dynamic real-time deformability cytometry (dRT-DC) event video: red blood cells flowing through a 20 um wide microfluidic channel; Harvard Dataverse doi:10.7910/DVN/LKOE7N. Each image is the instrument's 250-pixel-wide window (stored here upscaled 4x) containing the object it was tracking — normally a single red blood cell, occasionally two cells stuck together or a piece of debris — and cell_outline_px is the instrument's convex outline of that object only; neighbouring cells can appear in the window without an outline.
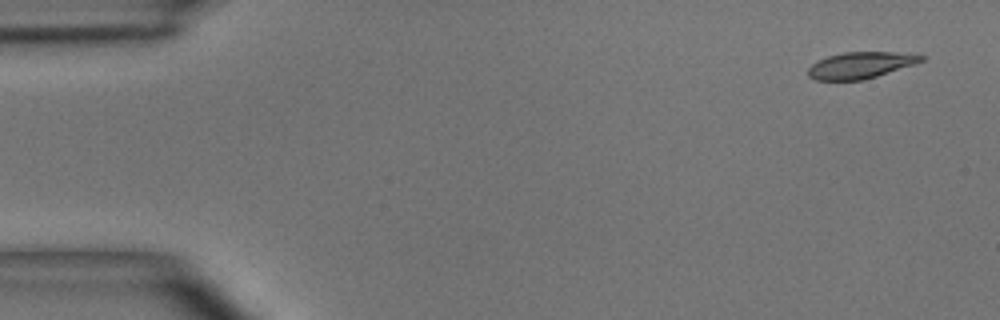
{"species": "common noctule bat (a hibernating species)", "species_latin": "Nyctalus noctula", "temperature_condition": "room temperature", "stored_images_in_passage": 47, "camera_frame_rate_fps": 3000, "um_per_image_px": 0.085, "animal": {"sex": "male", "body_mass_g": 15.6}, "frame": {"image": 1, "passage_image": 1, "time_ms": 0.0, "image_size_px": [1000, 320], "cell_outline_px": [[924, 60], [864, 80], [816, 80], [808, 76], [808, 68], [816, 60], [828, 56], [844, 52], [892, 52], [924, 56]], "centroid_in_image_um": [73.06, 5.54], "position_along_channel_um": 11.9, "area_um2": 17.11}}
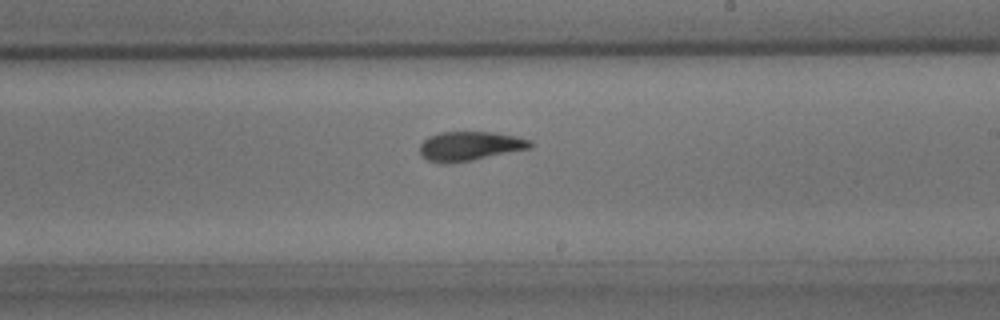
{"frame": {"image": 2, "passage_image": 27, "time_ms": 8.667, "image_size_px": [1000, 320], "cell_outline_px": [[532, 148], [472, 160], [448, 164], [444, 164], [428, 160], [420, 152], [420, 144], [428, 136], [440, 132], [496, 132], [516, 136], [532, 140]], "centroid_in_image_um": [39.96, 12.41], "position_along_channel_um": 249.0, "area_um2": 18.9}}
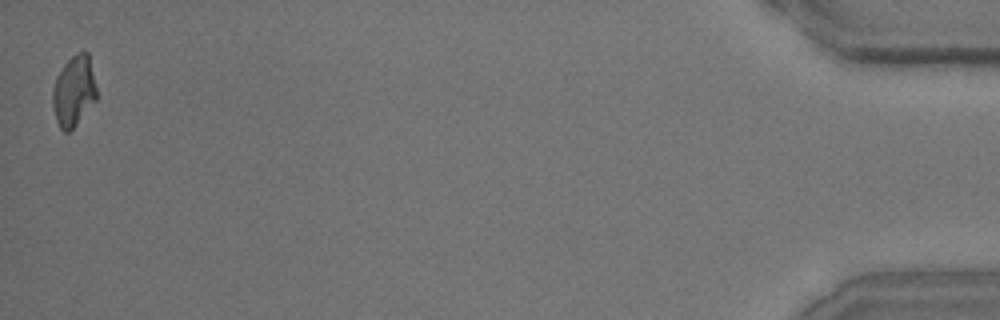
{"frame": {"image": 3, "passage_image": 47, "time_ms": 15.333, "image_size_px": [1000, 320], "cell_outline_px": [[96, 100], [76, 124], [68, 132], [64, 132], [60, 128], [56, 120], [52, 104], [52, 92], [56, 76], [64, 64], [76, 52], [88, 52], [96, 88]], "centroid_in_image_um": [6.25, 7.74], "position_along_channel_um": 428.9, "area_um2": 17.92}, "authors_computed_cell_mechanics": {"area_um2": 18.5538, "velocity_mm_per_s": 4.0594, "shape_relaxation_time_tau1_ms": 3.5907, "shape_relaxation_time_tau2_ms": 3.2196, "deformation_change_tau1": 0.1655, "deformation_change_tau2": 0.081}}